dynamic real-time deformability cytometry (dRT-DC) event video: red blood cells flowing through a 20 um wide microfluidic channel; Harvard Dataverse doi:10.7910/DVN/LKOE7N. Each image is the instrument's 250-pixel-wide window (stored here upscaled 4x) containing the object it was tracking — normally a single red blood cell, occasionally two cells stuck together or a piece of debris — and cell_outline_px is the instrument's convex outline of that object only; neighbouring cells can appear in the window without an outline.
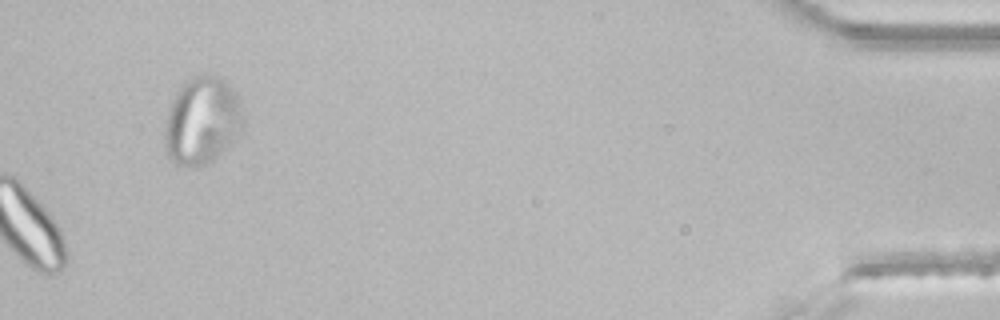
{"species": "common noctule bat (a hibernating species)", "species_latin": "Nyctalus noctula", "temperature_condition": "room temperature", "stored_images_in_passage": 34, "camera_frame_rate_fps": 3000, "um_per_image_px": 0.085, "animal": {"sex": "male", "body_mass_g": 21.5, "forearm_length_mm": 52.0}, "frame": {"image": 1, "passage_image": 34, "time_ms": 11.0, "image_size_px": [1000, 320], "cell_outline_px": [[244, 120], [240, 136], [212, 160], [204, 164], [192, 168], [188, 168], [176, 164], [168, 156], [164, 140], [164, 132], [168, 112], [172, 100], [176, 92], [192, 76], [200, 72], [220, 76], [228, 80], [244, 108]], "centroid_in_image_um": [17.22, 10.23], "position_along_channel_um": 418.0, "area_um2": 40.75}}